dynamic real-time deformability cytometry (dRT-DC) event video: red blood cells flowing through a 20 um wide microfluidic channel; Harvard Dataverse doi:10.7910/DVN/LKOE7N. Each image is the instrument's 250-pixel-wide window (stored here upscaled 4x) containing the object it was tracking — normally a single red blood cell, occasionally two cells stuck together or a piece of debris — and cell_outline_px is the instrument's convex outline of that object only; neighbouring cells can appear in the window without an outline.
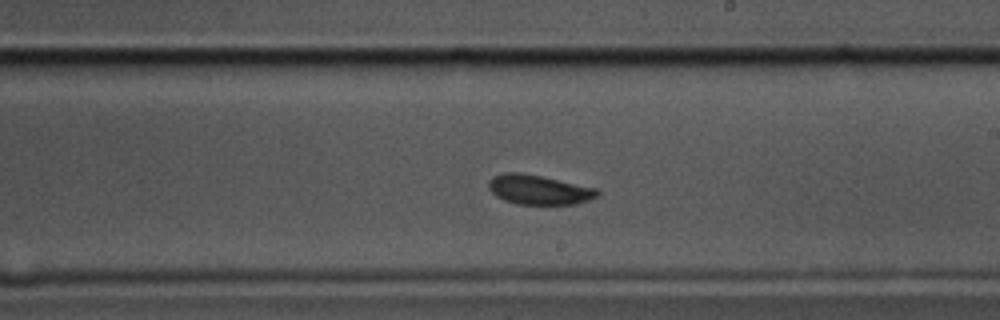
{"species": "common noctule bat (a hibernating species)", "species_latin": "Nyctalus noctula", "temperature_condition": "cold", "stored_images_in_passage": 53, "camera_frame_rate_fps": 3000, "um_per_image_px": 0.085, "animal": {"sex": "male", "body_mass_g": 17.5, "forearm_length_mm": 52.3}, "frame": {"image": 1, "passage_image": 28, "time_ms": 9.0, "image_size_px": [1000, 320], "cell_outline_px": [[600, 192], [596, 196], [588, 200], [576, 204], [516, 204], [504, 200], [496, 196], [488, 188], [488, 180], [492, 176], [504, 172], [520, 172], [540, 176], [596, 188]], "centroid_in_image_um": [45.75, 16.12], "position_along_channel_um": 243.3, "area_um2": 18.67}}
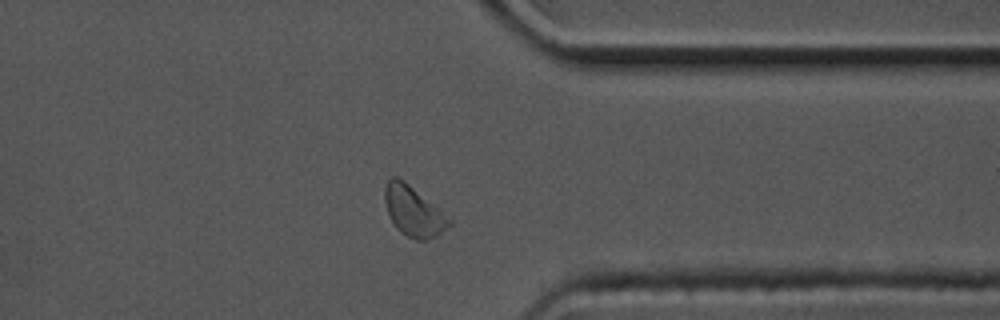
{"frame": {"image": 2, "passage_image": 40, "time_ms": 13.0, "image_size_px": [1000, 320], "cell_outline_px": [[452, 224], [436, 236], [428, 240], [416, 240], [400, 232], [396, 228], [388, 212], [384, 200], [384, 188], [388, 180], [392, 176], [396, 176], [404, 180], [452, 220]], "centroid_in_image_um": [35.13, 17.96], "position_along_channel_um": 376.3, "area_um2": 18.55}}
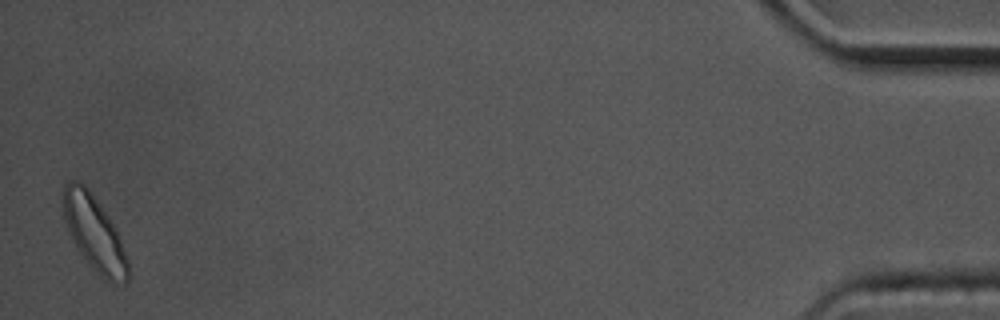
{"frame": {"image": 3, "passage_image": 52, "time_ms": 17.0, "image_size_px": [1000, 320], "cell_outline_px": [[128, 280], [124, 284], [112, 284], [104, 280], [88, 264], [76, 248], [68, 232], [64, 220], [60, 204], [60, 200], [64, 184], [68, 180], [76, 180], [84, 184], [88, 188], [100, 204], [112, 224], [120, 240], [128, 260]], "centroid_in_image_um": [7.95, 19.81], "position_along_channel_um": 427.3, "area_um2": 28.73}, "authors_computed_cell_mechanics": {"area_um2": 19.074, "velocity_mm_per_s": 3.4431, "shape_relaxation_time_tau1_ms": 2.1386, "shape_relaxation_time_tau2_ms": 1.1311, "deformation_change_tau1": 0.0939, "deformation_change_tau2": 0.0668}}